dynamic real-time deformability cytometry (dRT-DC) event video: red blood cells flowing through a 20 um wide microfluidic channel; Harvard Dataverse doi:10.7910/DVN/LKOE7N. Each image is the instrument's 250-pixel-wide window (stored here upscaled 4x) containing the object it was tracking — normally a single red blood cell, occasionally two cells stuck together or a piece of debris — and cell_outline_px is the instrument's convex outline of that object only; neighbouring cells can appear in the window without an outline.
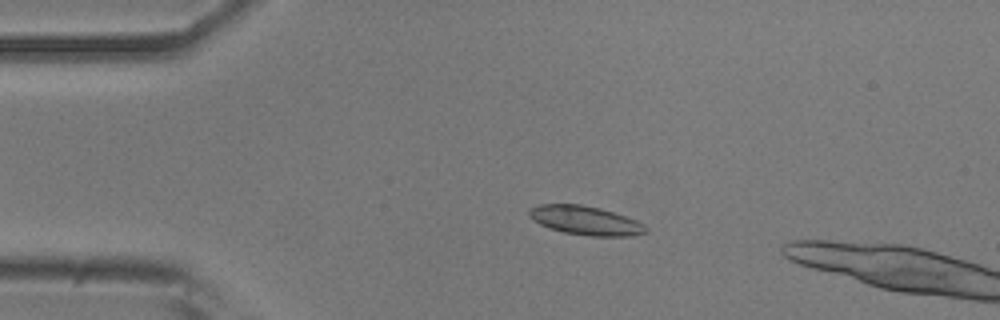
{"species": "common noctule bat (a hibernating species)", "species_latin": "Nyctalus noctula", "temperature_condition": "room temperature", "stored_images_in_passage": 15, "camera_frame_rate_fps": 3000, "um_per_image_px": 0.085, "animal": {"sex": "male", "body_mass_g": 20.5, "forearm_length_mm": 52.5}, "frame": {"image": 1, "passage_image": 11, "time_ms": 3.333, "image_size_px": [1000, 320], "cell_outline_px": [[648, 232], [632, 236], [588, 236], [564, 232], [548, 228], [540, 224], [528, 216], [528, 208], [540, 204], [580, 204], [600, 208], [636, 220], [644, 224], [648, 228]], "centroid_in_image_um": [49.75, 18.74], "position_along_channel_um": 35.2, "area_um2": 19.77}}